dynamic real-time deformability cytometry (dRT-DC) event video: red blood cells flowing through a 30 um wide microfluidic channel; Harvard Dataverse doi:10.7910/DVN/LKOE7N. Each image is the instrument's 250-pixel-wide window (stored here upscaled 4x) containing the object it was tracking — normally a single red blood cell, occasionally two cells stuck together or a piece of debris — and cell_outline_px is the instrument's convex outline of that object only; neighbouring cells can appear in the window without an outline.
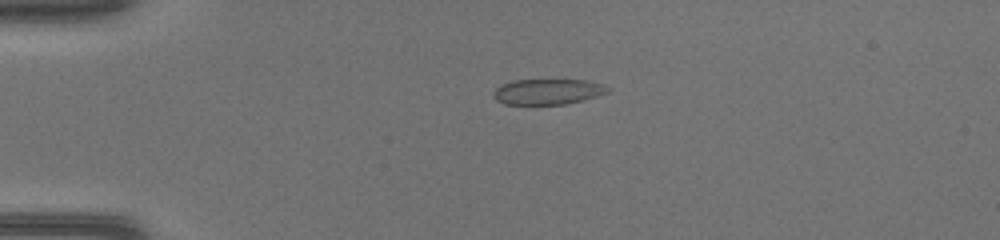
{"species": "common noctule bat (a hibernating species)", "species_latin": "Nyctalus noctula", "temperature_condition": "warm", "stored_images_in_passage": 38, "camera_frame_rate_fps": 3000, "um_per_image_px": 0.085, "animal": {"sex": "female", "body_mass_g": 17.0, "forearm_length_mm": 48.0}, "frame": {"image": 1, "passage_image": 3, "time_ms": 0.667, "image_size_px": [1000, 240], "cell_outline_px": [[608, 92], [596, 96], [564, 104], [504, 104], [496, 100], [492, 96], [492, 92], [496, 88], [512, 80], [584, 80], [604, 84], [608, 88]], "centroid_in_image_um": [46.51, 7.79], "position_along_channel_um": 38.5, "area_um2": 16.82}}
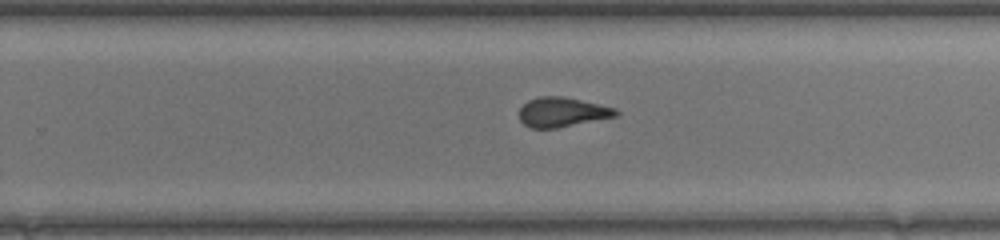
{"frame": {"image": 2, "passage_image": 22, "time_ms": 7.0, "image_size_px": [1000, 240], "cell_outline_px": [[620, 112], [616, 116], [556, 128], [532, 128], [524, 124], [520, 120], [520, 108], [528, 100], [540, 96], [564, 96], [600, 104], [616, 108]], "centroid_in_image_um": [47.79, 9.52], "position_along_channel_um": 282.0, "area_um2": 16.59}}
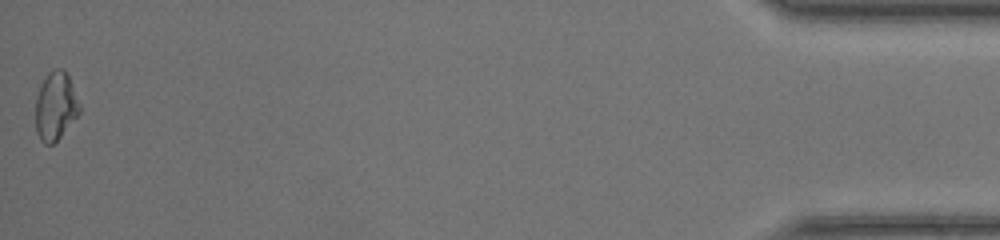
{"frame": {"image": 3, "passage_image": 38, "time_ms": 12.333, "image_size_px": [1000, 240], "cell_outline_px": [[80, 112], [60, 136], [52, 144], [44, 144], [40, 140], [36, 132], [36, 100], [40, 88], [48, 72], [56, 68], [64, 68], [68, 76], [80, 104]], "centroid_in_image_um": [4.72, 9.02], "position_along_channel_um": 430.5, "area_um2": 17.17}}